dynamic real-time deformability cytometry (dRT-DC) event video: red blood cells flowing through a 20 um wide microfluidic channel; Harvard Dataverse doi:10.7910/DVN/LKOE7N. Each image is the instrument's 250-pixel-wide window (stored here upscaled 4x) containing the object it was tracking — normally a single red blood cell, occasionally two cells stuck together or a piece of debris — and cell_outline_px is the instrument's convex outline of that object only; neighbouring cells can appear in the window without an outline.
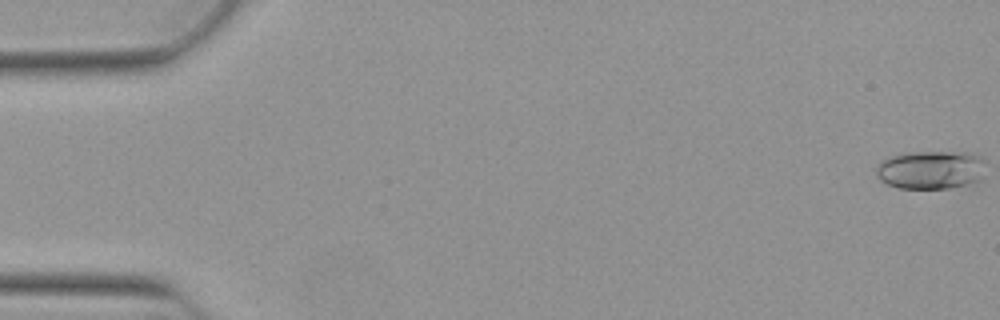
{"species": "Egyptian fruit bat (a non-hibernating species)", "species_latin": "Rousettus aegyptiacus", "temperature_condition": "warm", "stored_images_in_passage": 53, "camera_frame_rate_fps": 3000, "um_per_image_px": 0.085, "animal": {"sex": "female"}, "frame": {"image": 1, "passage_image": 1, "time_ms": 0.0, "image_size_px": [1000, 320], "cell_outline_px": [[984, 160], [980, 180], [968, 184], [948, 188], [896, 188], [880, 180], [876, 172], [876, 168], [880, 160], [892, 156], [908, 152], [968, 152]], "centroid_in_image_um": [79.07, 14.43], "position_along_channel_um": 5.9, "area_um2": 24.39}}
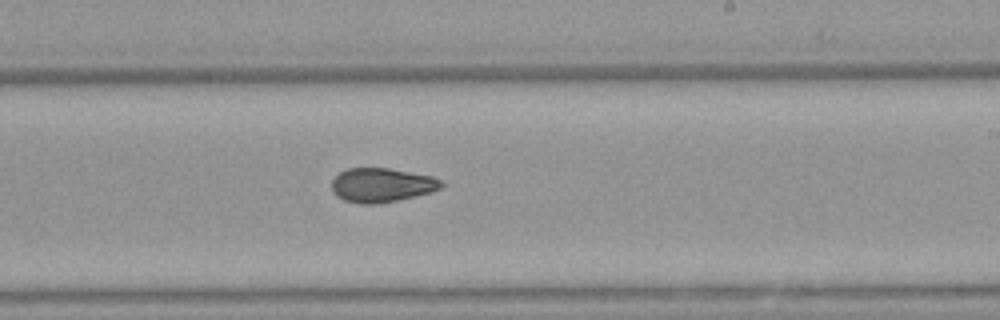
{"frame": {"image": 2, "passage_image": 32, "time_ms": 10.333, "image_size_px": [1000, 320], "cell_outline_px": [[444, 184], [440, 188], [432, 192], [396, 200], [376, 204], [360, 204], [344, 200], [336, 196], [332, 192], [332, 180], [340, 172], [348, 168], [388, 168], [432, 176], [440, 180]], "centroid_in_image_um": [32.42, 15.73], "position_along_channel_um": 256.6, "area_um2": 21.73}}
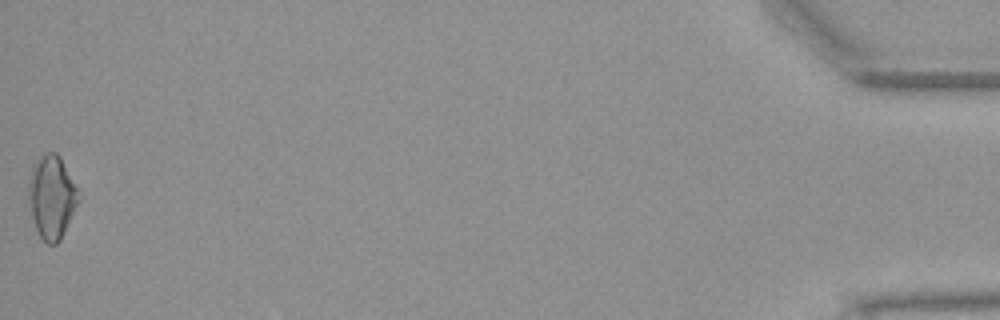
{"frame": {"image": 3, "passage_image": 53, "time_ms": 17.333, "image_size_px": [1000, 320], "cell_outline_px": [[80, 200], [60, 240], [56, 244], [48, 244], [40, 236], [36, 228], [32, 216], [28, 196], [28, 180], [32, 164], [40, 156], [48, 152], [56, 152], [60, 156], [80, 192]], "centroid_in_image_um": [4.4, 16.71], "position_along_channel_um": 430.8, "area_um2": 24.33}, "authors_computed_cell_mechanics": {"area_um2": 21.8484, "velocity_mm_per_s": 3.902, "shape_relaxation_time_tau1_ms": 7.3878, "shape_relaxation_time_tau2_ms": 2.6931, "deformation_change_tau1": 0.1883, "deformation_change_tau2": 0.0852}}